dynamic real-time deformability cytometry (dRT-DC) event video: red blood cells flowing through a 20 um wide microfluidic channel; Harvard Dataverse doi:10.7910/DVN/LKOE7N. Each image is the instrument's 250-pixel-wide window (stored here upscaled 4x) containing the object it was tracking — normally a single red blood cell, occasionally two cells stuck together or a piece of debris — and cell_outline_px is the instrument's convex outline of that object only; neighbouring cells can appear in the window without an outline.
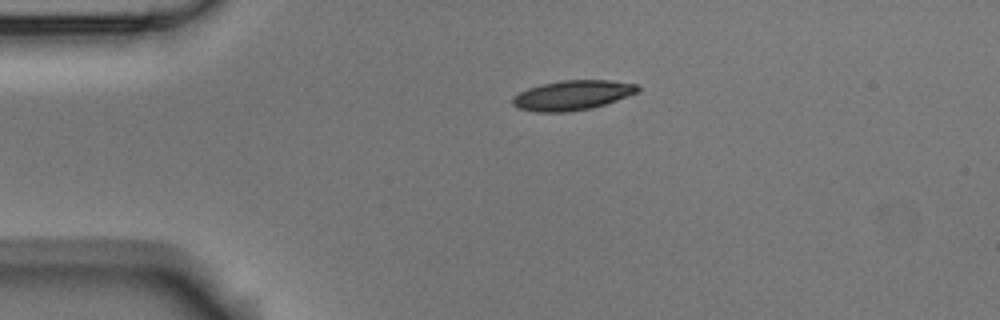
{"species": "Egyptian fruit bat (a non-hibernating species)", "species_latin": "Rousettus aegyptiacus", "temperature_condition": "room temperature", "stored_images_in_passage": 2, "camera_frame_rate_fps": 3000, "um_per_image_px": 0.085, "animal": {"sex": "male"}, "frame": {"image": 1, "passage_image": 1, "time_ms": 0.0, "image_size_px": [1000, 320], "cell_outline_px": [[640, 92], [592, 108], [568, 112], [536, 112], [520, 108], [512, 104], [512, 96], [528, 88], [560, 80], [608, 80], [636, 84], [640, 88]], "centroid_in_image_um": [48.66, 8.09], "position_along_channel_um": 36.3, "area_um2": 21.62}}